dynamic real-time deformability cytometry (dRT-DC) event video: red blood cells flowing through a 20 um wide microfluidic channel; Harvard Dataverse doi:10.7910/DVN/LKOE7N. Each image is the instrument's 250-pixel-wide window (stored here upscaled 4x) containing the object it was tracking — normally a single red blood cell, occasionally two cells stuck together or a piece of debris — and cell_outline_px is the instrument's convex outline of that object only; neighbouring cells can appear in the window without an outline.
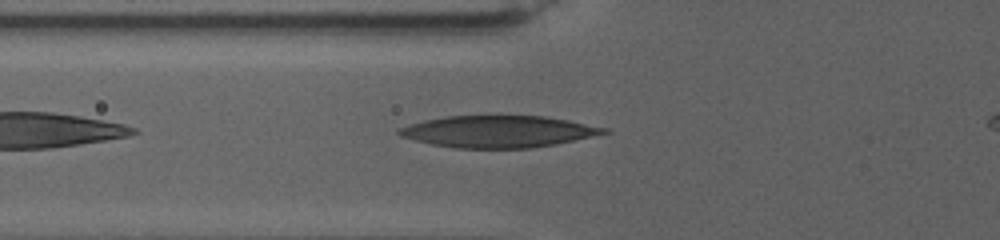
{"species": "human", "species_latin": "Homo sapiens", "temperature_condition": "warm", "stored_images_in_passage": 61, "camera_frame_rate_fps": 3000, "um_per_image_px": 0.085, "donor": {"sex": "female"}, "frame": {"image": 1, "passage_image": 2, "time_ms": 0.667, "image_size_px": [1000, 240], "cell_outline_px": [[608, 132], [556, 144], [532, 148], [456, 148], [432, 144], [400, 136], [396, 132], [400, 128], [424, 120], [448, 116], [496, 112], [500, 112], [544, 116], [568, 120], [608, 128]], "centroid_in_image_um": [42.35, 11.13], "position_along_channel_um": 83.5, "area_um2": 38.96}}
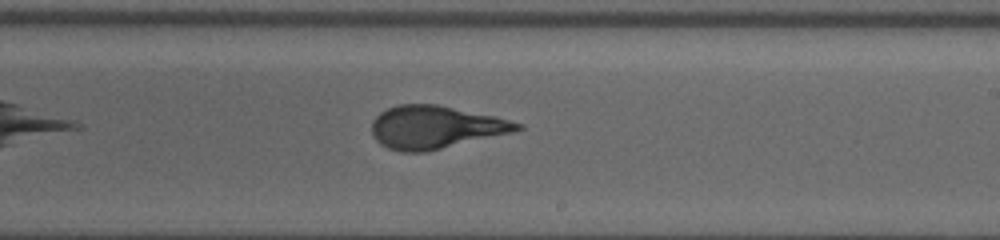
{"frame": {"image": 2, "passage_image": 19, "time_ms": 7.0, "image_size_px": [1000, 240], "cell_outline_px": [[524, 128], [508, 132], [424, 152], [400, 152], [388, 148], [380, 144], [376, 140], [372, 132], [372, 120], [380, 112], [388, 108], [400, 104], [436, 104], [492, 116], [524, 124]], "centroid_in_image_um": [36.91, 10.8], "position_along_channel_um": 252.1, "area_um2": 35.49}}
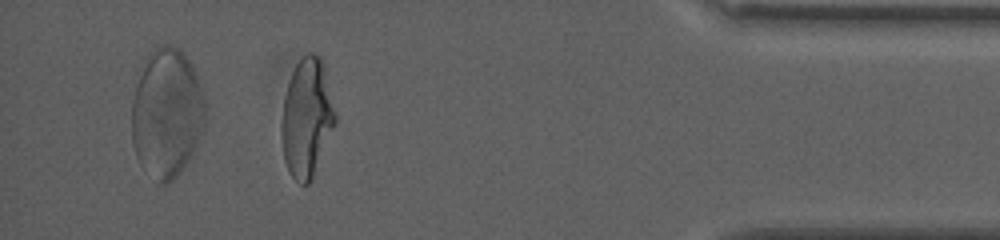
{"frame": {"image": 3, "passage_image": 56, "time_ms": 14.333, "image_size_px": [1000, 240], "cell_outline_px": [[336, 124], [312, 176], [308, 184], [300, 184], [288, 172], [284, 160], [280, 136], [280, 124], [284, 96], [292, 72], [296, 64], [308, 52], [312, 52], [320, 56], [336, 116]], "centroid_in_image_um": [26.04, 10.04], "position_along_channel_um": 409.2, "area_um2": 36.76}}